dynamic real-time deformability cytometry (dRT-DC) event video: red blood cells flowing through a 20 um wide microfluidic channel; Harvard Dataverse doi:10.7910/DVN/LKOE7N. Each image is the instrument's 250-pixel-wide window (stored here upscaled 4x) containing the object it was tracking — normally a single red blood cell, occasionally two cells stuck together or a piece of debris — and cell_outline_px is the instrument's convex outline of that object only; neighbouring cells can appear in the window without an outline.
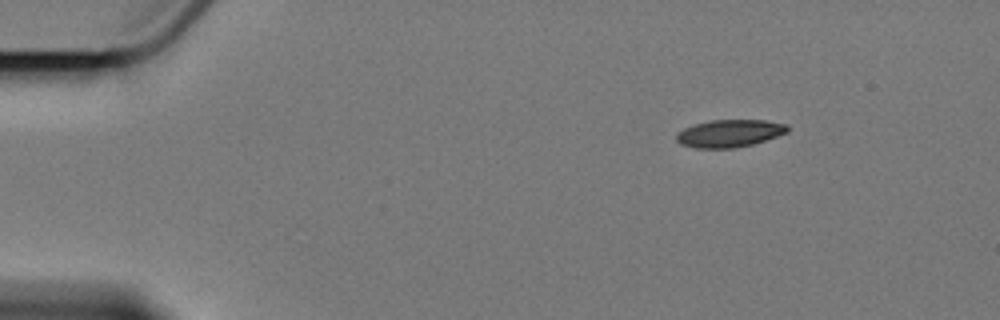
{"species": "Egyptian fruit bat (a non-hibernating species)", "species_latin": "Rousettus aegyptiacus", "temperature_condition": "cold", "stored_images_in_passage": 4, "segment_of_instrument_passage": [1, 2], "camera_frame_rate_fps": 3000, "um_per_image_px": 0.085, "animal": {"sex": "female"}, "frame": {"image": 1, "passage_image": 1, "time_ms": 0.0, "image_size_px": [1000, 320], "cell_outline_px": [[788, 132], [752, 144], [732, 148], [696, 148], [680, 144], [676, 140], [676, 136], [684, 128], [696, 124], [712, 120], [764, 120], [788, 124]], "centroid_in_image_um": [62.01, 11.33], "position_along_channel_um": 23.0, "area_um2": 17.57}}